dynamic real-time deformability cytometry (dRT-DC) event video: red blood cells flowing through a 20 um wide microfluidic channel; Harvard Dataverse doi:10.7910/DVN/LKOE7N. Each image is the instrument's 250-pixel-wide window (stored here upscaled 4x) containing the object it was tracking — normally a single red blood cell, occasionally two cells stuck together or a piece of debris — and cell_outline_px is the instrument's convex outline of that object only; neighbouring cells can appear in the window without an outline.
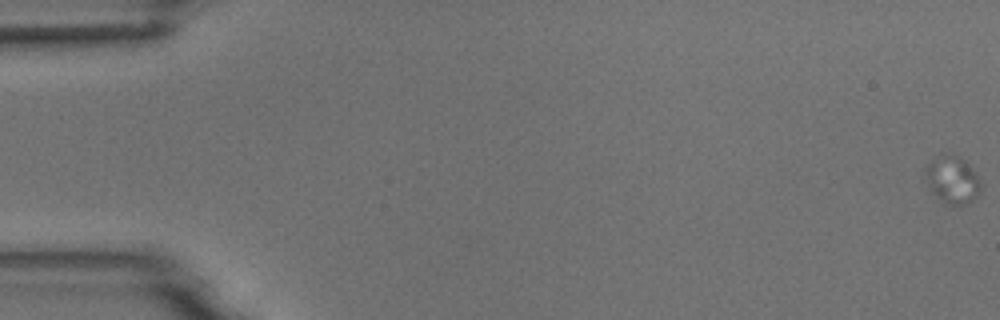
{"species": "common noctule bat (a hibernating species)", "species_latin": "Nyctalus noctula", "temperature_condition": "room temperature", "stored_images_in_passage": 7, "camera_frame_rate_fps": 3000, "um_per_image_px": 0.085, "animal": {"sex": "male", "body_mass_g": 18.8}, "frame": {"image": 1, "passage_image": 1, "time_ms": 0.0, "image_size_px": [1000, 320], "cell_outline_px": [[980, 192], [968, 204], [948, 204], [936, 196], [932, 192], [924, 180], [924, 168], [928, 164], [944, 152], [960, 156], [976, 172], [980, 184]], "centroid_in_image_um": [80.93, 15.25], "position_along_channel_um": 4.1, "area_um2": 15.37}}
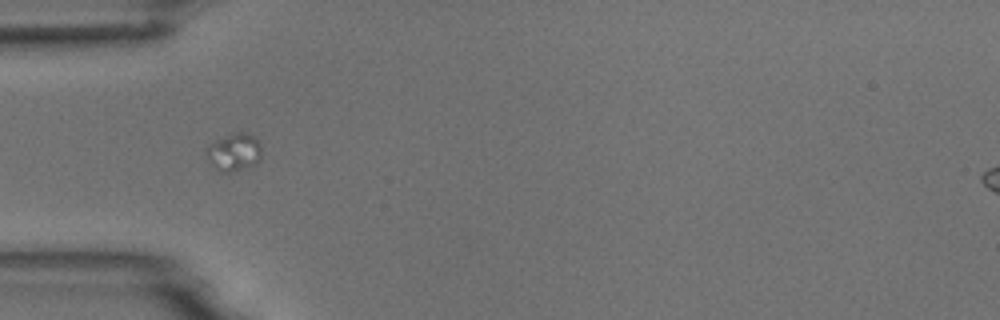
{"frame": {"image": 2, "passage_image": 6, "time_ms": 6.667, "image_size_px": [1000, 320], "cell_outline_px": [[260, 160], [256, 164], [248, 168], [232, 172], [216, 172], [204, 152], [212, 144], [236, 132], [244, 132], [256, 136], [260, 144]], "centroid_in_image_um": [19.92, 12.98], "position_along_channel_um": 65.1, "area_um2": 12.08}}
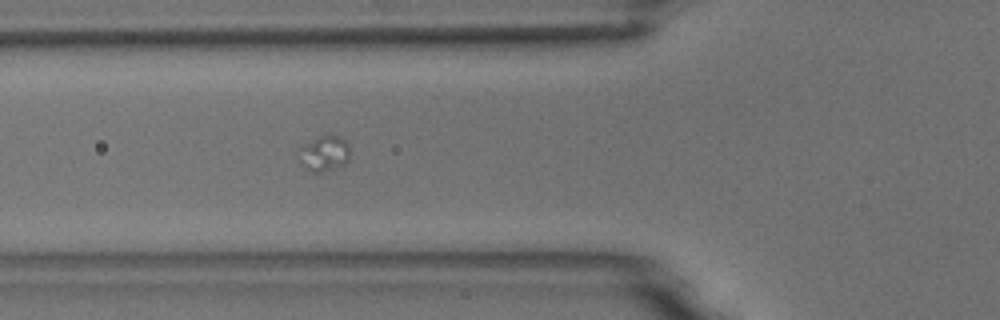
{"frame": {"image": 3, "passage_image": 7, "time_ms": 7.667, "image_size_px": [1000, 320], "cell_outline_px": [[348, 160], [344, 164], [320, 172], [312, 172], [300, 160], [300, 148], [304, 144], [320, 136], [340, 136], [348, 144]], "centroid_in_image_um": [27.57, 13.03], "position_along_channel_um": 98.2, "area_um2": 10.0}}